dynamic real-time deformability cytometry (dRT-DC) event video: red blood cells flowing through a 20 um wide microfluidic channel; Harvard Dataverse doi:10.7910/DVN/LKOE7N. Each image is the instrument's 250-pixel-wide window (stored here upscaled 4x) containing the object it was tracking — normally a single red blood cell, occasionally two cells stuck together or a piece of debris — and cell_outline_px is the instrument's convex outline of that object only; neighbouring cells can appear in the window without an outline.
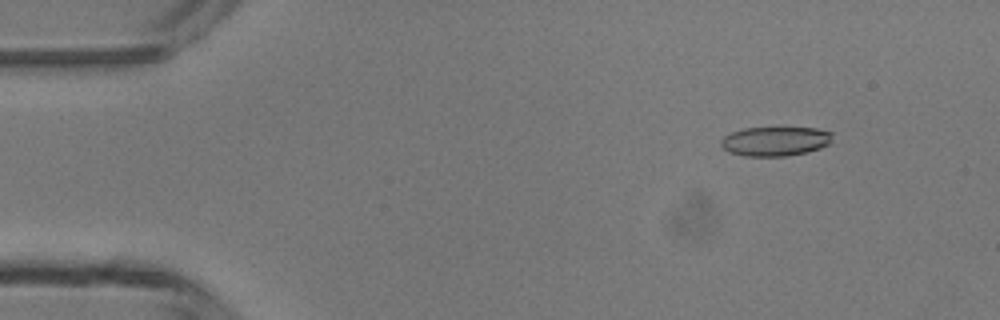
{"species": "common noctule bat (a hibernating species)", "species_latin": "Nyctalus noctula", "temperature_condition": "room temperature", "stored_images_in_passage": 4, "camera_frame_rate_fps": 3000, "um_per_image_px": 0.085, "animal": {"sex": "male", "body_mass_g": 13.3}, "frame": {"image": 1, "passage_image": 1, "time_ms": 0.0, "image_size_px": [1000, 320], "cell_outline_px": [[832, 132], [828, 144], [820, 148], [808, 152], [784, 156], [744, 156], [728, 152], [720, 144], [720, 140], [724, 136], [732, 132], [744, 128], [780, 124], [784, 124], [816, 128]], "centroid_in_image_um": [65.89, 11.94], "position_along_channel_um": 19.1, "area_um2": 20.06}}
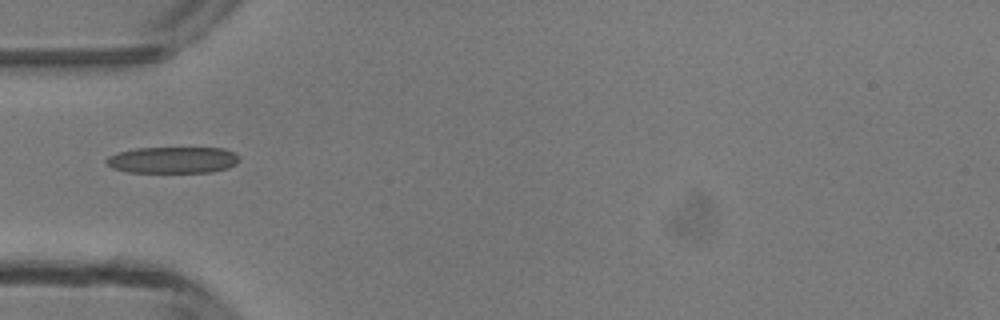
{"frame": {"image": 2, "passage_image": 4, "time_ms": 3.333, "image_size_px": [1000, 320], "cell_outline_px": [[240, 160], [236, 164], [228, 168], [212, 172], [128, 172], [112, 168], [104, 164], [104, 160], [108, 156], [116, 152], [136, 148], [224, 148], [236, 152], [240, 156]], "centroid_in_image_um": [14.68, 13.59], "position_along_channel_um": 70.3, "area_um2": 20.87}}